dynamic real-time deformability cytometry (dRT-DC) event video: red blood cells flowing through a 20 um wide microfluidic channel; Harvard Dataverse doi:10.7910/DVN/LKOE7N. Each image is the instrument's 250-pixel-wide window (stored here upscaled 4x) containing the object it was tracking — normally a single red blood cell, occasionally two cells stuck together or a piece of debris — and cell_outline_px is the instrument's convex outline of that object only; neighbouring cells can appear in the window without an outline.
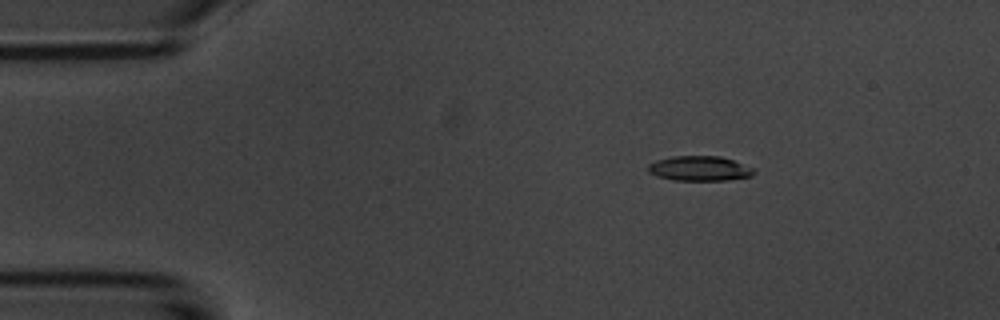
{"species": "common noctule bat (a hibernating species)", "species_latin": "Nyctalus noctula", "temperature_condition": "room temperature", "stored_images_in_passage": 5, "camera_frame_rate_fps": 3000, "um_per_image_px": 0.085, "animal": {"sex": "male", "body_mass_g": 20.1, "forearm_length_mm": 53.5}, "frame": {"image": 1, "passage_image": 3, "time_ms": 2.333, "image_size_px": [1000, 320], "cell_outline_px": [[756, 172], [752, 176], [728, 180], [672, 180], [656, 176], [648, 172], [648, 164], [656, 160], [672, 156], [720, 156], [756, 168]], "centroid_in_image_um": [59.48, 14.32], "position_along_channel_um": 25.5, "area_um2": 15.49}}
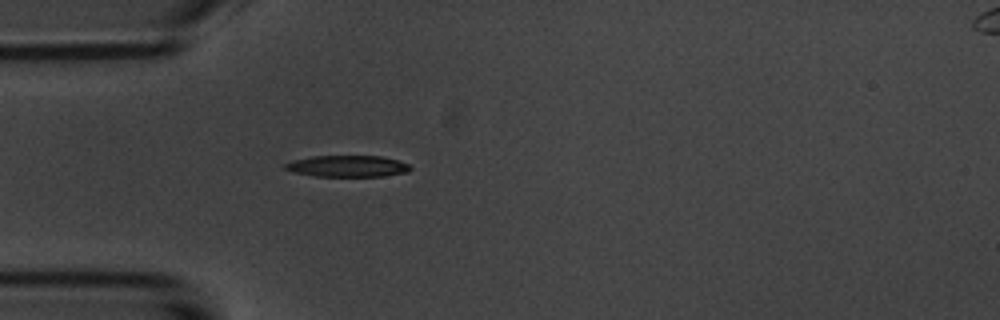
{"frame": {"image": 2, "passage_image": 5, "time_ms": 4.667, "image_size_px": [1000, 320], "cell_outline_px": [[412, 168], [408, 172], [384, 176], [316, 176], [292, 172], [284, 168], [284, 164], [292, 160], [312, 156], [384, 156], [408, 164]], "centroid_in_image_um": [29.53, 14.12], "position_along_channel_um": 55.5, "area_um2": 15.66}}